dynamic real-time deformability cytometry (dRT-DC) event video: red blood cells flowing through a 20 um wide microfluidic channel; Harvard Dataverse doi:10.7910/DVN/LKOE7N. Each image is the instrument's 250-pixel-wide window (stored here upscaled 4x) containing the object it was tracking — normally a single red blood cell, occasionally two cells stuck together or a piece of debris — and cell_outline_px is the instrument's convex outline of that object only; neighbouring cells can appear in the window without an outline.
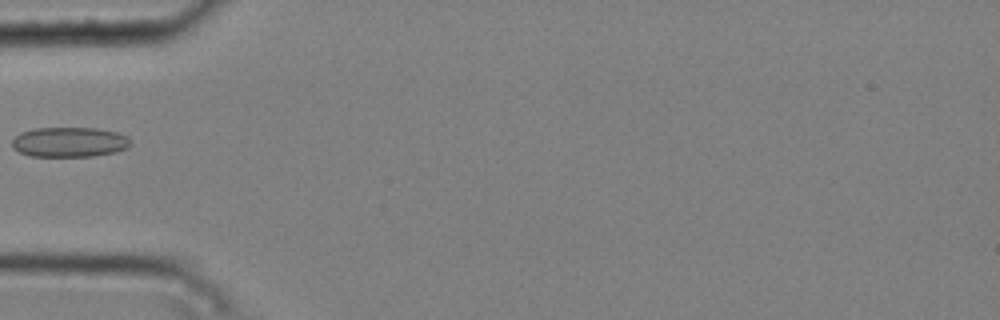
{"species": "common noctule bat (a hibernating species)", "species_latin": "Nyctalus noctula", "temperature_condition": "cold", "stored_images_in_passage": 6, "camera_frame_rate_fps": 3000, "um_per_image_px": 0.085, "animal": {"sex": "male", "body_mass_g": 20.4}, "frame": {"image": 1, "passage_image": 5, "time_ms": 1.333, "image_size_px": [1000, 320], "cell_outline_px": [[132, 144], [128, 148], [116, 152], [92, 156], [32, 156], [20, 152], [12, 148], [12, 140], [20, 132], [36, 128], [96, 128], [116, 132], [128, 136], [132, 140]], "centroid_in_image_um": [5.94, 12.07], "position_along_channel_um": 79.1, "area_um2": 20.81}}
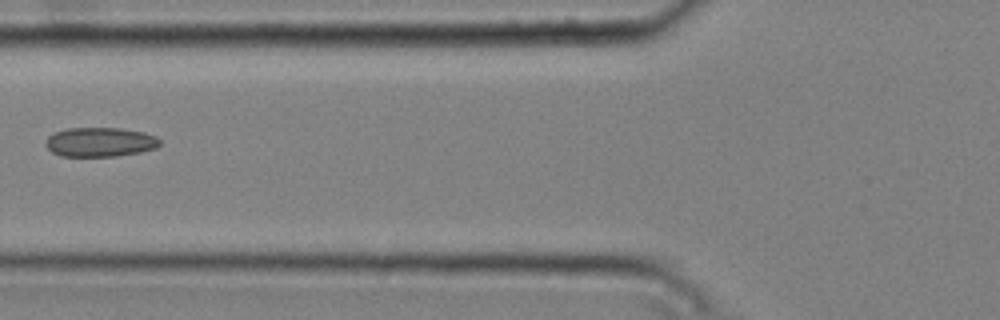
{"frame": {"image": 2, "passage_image": 6, "time_ms": 1.667, "image_size_px": [1000, 320], "cell_outline_px": [[160, 144], [156, 148], [140, 152], [116, 156], [60, 156], [52, 152], [44, 144], [48, 136], [56, 132], [68, 128], [120, 128], [144, 132], [156, 136], [160, 140]], "centroid_in_image_um": [8.51, 12.07], "position_along_channel_um": 117.3, "area_um2": 19.54}}